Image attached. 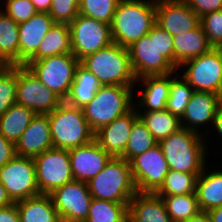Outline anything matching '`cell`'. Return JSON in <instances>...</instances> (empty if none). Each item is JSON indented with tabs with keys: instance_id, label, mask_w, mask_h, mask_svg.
Masks as SVG:
<instances>
[{
	"instance_id": "1",
	"label": "cell",
	"mask_w": 222,
	"mask_h": 222,
	"mask_svg": "<svg viewBox=\"0 0 222 222\" xmlns=\"http://www.w3.org/2000/svg\"><path fill=\"white\" fill-rule=\"evenodd\" d=\"M198 134L195 131L181 127L169 137L158 142L170 170L191 174H201L207 167L208 150L205 134ZM204 135V136H203ZM203 136V137H202ZM204 140V141H203ZM207 149V150H206Z\"/></svg>"
},
{
	"instance_id": "2",
	"label": "cell",
	"mask_w": 222,
	"mask_h": 222,
	"mask_svg": "<svg viewBox=\"0 0 222 222\" xmlns=\"http://www.w3.org/2000/svg\"><path fill=\"white\" fill-rule=\"evenodd\" d=\"M156 24V0H120L110 25L114 43L130 47Z\"/></svg>"
},
{
	"instance_id": "3",
	"label": "cell",
	"mask_w": 222,
	"mask_h": 222,
	"mask_svg": "<svg viewBox=\"0 0 222 222\" xmlns=\"http://www.w3.org/2000/svg\"><path fill=\"white\" fill-rule=\"evenodd\" d=\"M80 63L93 73L101 85L135 86L137 78L131 66L128 48L112 42L83 58Z\"/></svg>"
},
{
	"instance_id": "4",
	"label": "cell",
	"mask_w": 222,
	"mask_h": 222,
	"mask_svg": "<svg viewBox=\"0 0 222 222\" xmlns=\"http://www.w3.org/2000/svg\"><path fill=\"white\" fill-rule=\"evenodd\" d=\"M135 86L102 85L84 108V117L96 133L114 119L125 115L134 107Z\"/></svg>"
},
{
	"instance_id": "5",
	"label": "cell",
	"mask_w": 222,
	"mask_h": 222,
	"mask_svg": "<svg viewBox=\"0 0 222 222\" xmlns=\"http://www.w3.org/2000/svg\"><path fill=\"white\" fill-rule=\"evenodd\" d=\"M53 148L72 149L95 139L83 110L62 102L48 114Z\"/></svg>"
},
{
	"instance_id": "6",
	"label": "cell",
	"mask_w": 222,
	"mask_h": 222,
	"mask_svg": "<svg viewBox=\"0 0 222 222\" xmlns=\"http://www.w3.org/2000/svg\"><path fill=\"white\" fill-rule=\"evenodd\" d=\"M87 184L93 198L114 203H129L137 193L130 162L123 158H112Z\"/></svg>"
},
{
	"instance_id": "7",
	"label": "cell",
	"mask_w": 222,
	"mask_h": 222,
	"mask_svg": "<svg viewBox=\"0 0 222 222\" xmlns=\"http://www.w3.org/2000/svg\"><path fill=\"white\" fill-rule=\"evenodd\" d=\"M79 62L73 54H61L37 61H27L24 66L64 101L73 83Z\"/></svg>"
},
{
	"instance_id": "8",
	"label": "cell",
	"mask_w": 222,
	"mask_h": 222,
	"mask_svg": "<svg viewBox=\"0 0 222 222\" xmlns=\"http://www.w3.org/2000/svg\"><path fill=\"white\" fill-rule=\"evenodd\" d=\"M182 76L194 91L211 92L222 97V48L212 47L199 57L184 62ZM187 68V69H186Z\"/></svg>"
},
{
	"instance_id": "9",
	"label": "cell",
	"mask_w": 222,
	"mask_h": 222,
	"mask_svg": "<svg viewBox=\"0 0 222 222\" xmlns=\"http://www.w3.org/2000/svg\"><path fill=\"white\" fill-rule=\"evenodd\" d=\"M131 66L137 79L145 76L168 75L177 72L176 67L157 46V24L139 40L128 47Z\"/></svg>"
},
{
	"instance_id": "10",
	"label": "cell",
	"mask_w": 222,
	"mask_h": 222,
	"mask_svg": "<svg viewBox=\"0 0 222 222\" xmlns=\"http://www.w3.org/2000/svg\"><path fill=\"white\" fill-rule=\"evenodd\" d=\"M69 29L72 54L79 61L113 42L109 24L81 14L69 24Z\"/></svg>"
},
{
	"instance_id": "11",
	"label": "cell",
	"mask_w": 222,
	"mask_h": 222,
	"mask_svg": "<svg viewBox=\"0 0 222 222\" xmlns=\"http://www.w3.org/2000/svg\"><path fill=\"white\" fill-rule=\"evenodd\" d=\"M40 194H51L74 180L69 150L51 148L33 158Z\"/></svg>"
},
{
	"instance_id": "12",
	"label": "cell",
	"mask_w": 222,
	"mask_h": 222,
	"mask_svg": "<svg viewBox=\"0 0 222 222\" xmlns=\"http://www.w3.org/2000/svg\"><path fill=\"white\" fill-rule=\"evenodd\" d=\"M0 183L13 202L40 195L35 162L30 157H13L0 168Z\"/></svg>"
},
{
	"instance_id": "13",
	"label": "cell",
	"mask_w": 222,
	"mask_h": 222,
	"mask_svg": "<svg viewBox=\"0 0 222 222\" xmlns=\"http://www.w3.org/2000/svg\"><path fill=\"white\" fill-rule=\"evenodd\" d=\"M130 166L136 190L140 193H156L170 170L158 143L134 157Z\"/></svg>"
},
{
	"instance_id": "14",
	"label": "cell",
	"mask_w": 222,
	"mask_h": 222,
	"mask_svg": "<svg viewBox=\"0 0 222 222\" xmlns=\"http://www.w3.org/2000/svg\"><path fill=\"white\" fill-rule=\"evenodd\" d=\"M63 100L48 89L24 65H18L16 103L33 110L36 114H49Z\"/></svg>"
},
{
	"instance_id": "15",
	"label": "cell",
	"mask_w": 222,
	"mask_h": 222,
	"mask_svg": "<svg viewBox=\"0 0 222 222\" xmlns=\"http://www.w3.org/2000/svg\"><path fill=\"white\" fill-rule=\"evenodd\" d=\"M61 222H84L93 199L86 182L73 180L51 194Z\"/></svg>"
},
{
	"instance_id": "16",
	"label": "cell",
	"mask_w": 222,
	"mask_h": 222,
	"mask_svg": "<svg viewBox=\"0 0 222 222\" xmlns=\"http://www.w3.org/2000/svg\"><path fill=\"white\" fill-rule=\"evenodd\" d=\"M156 24L176 36L196 29L200 25V17L184 0H156Z\"/></svg>"
},
{
	"instance_id": "17",
	"label": "cell",
	"mask_w": 222,
	"mask_h": 222,
	"mask_svg": "<svg viewBox=\"0 0 222 222\" xmlns=\"http://www.w3.org/2000/svg\"><path fill=\"white\" fill-rule=\"evenodd\" d=\"M74 180L88 183L113 158L94 139L92 142L69 149Z\"/></svg>"
},
{
	"instance_id": "18",
	"label": "cell",
	"mask_w": 222,
	"mask_h": 222,
	"mask_svg": "<svg viewBox=\"0 0 222 222\" xmlns=\"http://www.w3.org/2000/svg\"><path fill=\"white\" fill-rule=\"evenodd\" d=\"M139 118L135 106L95 133V140L113 158H120L130 137L133 123Z\"/></svg>"
},
{
	"instance_id": "19",
	"label": "cell",
	"mask_w": 222,
	"mask_h": 222,
	"mask_svg": "<svg viewBox=\"0 0 222 222\" xmlns=\"http://www.w3.org/2000/svg\"><path fill=\"white\" fill-rule=\"evenodd\" d=\"M53 148L48 114H36L15 144L17 156L34 158Z\"/></svg>"
},
{
	"instance_id": "20",
	"label": "cell",
	"mask_w": 222,
	"mask_h": 222,
	"mask_svg": "<svg viewBox=\"0 0 222 222\" xmlns=\"http://www.w3.org/2000/svg\"><path fill=\"white\" fill-rule=\"evenodd\" d=\"M221 101L222 97L218 94L194 91L180 118L181 126L200 134L199 126L208 123L213 125Z\"/></svg>"
},
{
	"instance_id": "21",
	"label": "cell",
	"mask_w": 222,
	"mask_h": 222,
	"mask_svg": "<svg viewBox=\"0 0 222 222\" xmlns=\"http://www.w3.org/2000/svg\"><path fill=\"white\" fill-rule=\"evenodd\" d=\"M54 24L52 17L45 12H37L29 20L19 23V65H24L37 52Z\"/></svg>"
},
{
	"instance_id": "22",
	"label": "cell",
	"mask_w": 222,
	"mask_h": 222,
	"mask_svg": "<svg viewBox=\"0 0 222 222\" xmlns=\"http://www.w3.org/2000/svg\"><path fill=\"white\" fill-rule=\"evenodd\" d=\"M136 83L142 84V87L145 86L144 89L137 94L140 95L137 99L138 103H134L137 104L134 105L135 108H138L137 110L146 108V110L143 111H161L166 109L171 87V74L145 76L137 79Z\"/></svg>"
},
{
	"instance_id": "23",
	"label": "cell",
	"mask_w": 222,
	"mask_h": 222,
	"mask_svg": "<svg viewBox=\"0 0 222 222\" xmlns=\"http://www.w3.org/2000/svg\"><path fill=\"white\" fill-rule=\"evenodd\" d=\"M128 222H172L164 202L156 193H140L128 203Z\"/></svg>"
},
{
	"instance_id": "24",
	"label": "cell",
	"mask_w": 222,
	"mask_h": 222,
	"mask_svg": "<svg viewBox=\"0 0 222 222\" xmlns=\"http://www.w3.org/2000/svg\"><path fill=\"white\" fill-rule=\"evenodd\" d=\"M174 66L179 69L184 62L208 52L212 46L199 25L196 29L173 36Z\"/></svg>"
},
{
	"instance_id": "25",
	"label": "cell",
	"mask_w": 222,
	"mask_h": 222,
	"mask_svg": "<svg viewBox=\"0 0 222 222\" xmlns=\"http://www.w3.org/2000/svg\"><path fill=\"white\" fill-rule=\"evenodd\" d=\"M101 86L98 78L79 62L64 102L82 109L93 100Z\"/></svg>"
},
{
	"instance_id": "26",
	"label": "cell",
	"mask_w": 222,
	"mask_h": 222,
	"mask_svg": "<svg viewBox=\"0 0 222 222\" xmlns=\"http://www.w3.org/2000/svg\"><path fill=\"white\" fill-rule=\"evenodd\" d=\"M15 203L20 222H61L50 195L40 194Z\"/></svg>"
},
{
	"instance_id": "27",
	"label": "cell",
	"mask_w": 222,
	"mask_h": 222,
	"mask_svg": "<svg viewBox=\"0 0 222 222\" xmlns=\"http://www.w3.org/2000/svg\"><path fill=\"white\" fill-rule=\"evenodd\" d=\"M207 171L205 167L196 181L198 205L205 212L222 206V170Z\"/></svg>"
},
{
	"instance_id": "28",
	"label": "cell",
	"mask_w": 222,
	"mask_h": 222,
	"mask_svg": "<svg viewBox=\"0 0 222 222\" xmlns=\"http://www.w3.org/2000/svg\"><path fill=\"white\" fill-rule=\"evenodd\" d=\"M72 54L69 24L55 23L39 45L37 52L28 61Z\"/></svg>"
},
{
	"instance_id": "29",
	"label": "cell",
	"mask_w": 222,
	"mask_h": 222,
	"mask_svg": "<svg viewBox=\"0 0 222 222\" xmlns=\"http://www.w3.org/2000/svg\"><path fill=\"white\" fill-rule=\"evenodd\" d=\"M35 115L33 110L23 105H11L0 117V134L16 144Z\"/></svg>"
},
{
	"instance_id": "30",
	"label": "cell",
	"mask_w": 222,
	"mask_h": 222,
	"mask_svg": "<svg viewBox=\"0 0 222 222\" xmlns=\"http://www.w3.org/2000/svg\"><path fill=\"white\" fill-rule=\"evenodd\" d=\"M138 115L157 142L169 137L182 127L180 118L167 109L161 111H138Z\"/></svg>"
},
{
	"instance_id": "31",
	"label": "cell",
	"mask_w": 222,
	"mask_h": 222,
	"mask_svg": "<svg viewBox=\"0 0 222 222\" xmlns=\"http://www.w3.org/2000/svg\"><path fill=\"white\" fill-rule=\"evenodd\" d=\"M0 54L10 65H19V23L0 9Z\"/></svg>"
},
{
	"instance_id": "32",
	"label": "cell",
	"mask_w": 222,
	"mask_h": 222,
	"mask_svg": "<svg viewBox=\"0 0 222 222\" xmlns=\"http://www.w3.org/2000/svg\"><path fill=\"white\" fill-rule=\"evenodd\" d=\"M84 222H128V203L93 198Z\"/></svg>"
},
{
	"instance_id": "33",
	"label": "cell",
	"mask_w": 222,
	"mask_h": 222,
	"mask_svg": "<svg viewBox=\"0 0 222 222\" xmlns=\"http://www.w3.org/2000/svg\"><path fill=\"white\" fill-rule=\"evenodd\" d=\"M172 222H183L197 215L201 210L196 194L160 196Z\"/></svg>"
},
{
	"instance_id": "34",
	"label": "cell",
	"mask_w": 222,
	"mask_h": 222,
	"mask_svg": "<svg viewBox=\"0 0 222 222\" xmlns=\"http://www.w3.org/2000/svg\"><path fill=\"white\" fill-rule=\"evenodd\" d=\"M157 143L146 125L138 118L132 125L125 152L120 158L130 162L134 157L148 151Z\"/></svg>"
},
{
	"instance_id": "35",
	"label": "cell",
	"mask_w": 222,
	"mask_h": 222,
	"mask_svg": "<svg viewBox=\"0 0 222 222\" xmlns=\"http://www.w3.org/2000/svg\"><path fill=\"white\" fill-rule=\"evenodd\" d=\"M199 175L169 170L156 194L158 196L196 194V181Z\"/></svg>"
},
{
	"instance_id": "36",
	"label": "cell",
	"mask_w": 222,
	"mask_h": 222,
	"mask_svg": "<svg viewBox=\"0 0 222 222\" xmlns=\"http://www.w3.org/2000/svg\"><path fill=\"white\" fill-rule=\"evenodd\" d=\"M175 73H171V87L166 109L181 118L194 90L182 76L180 77V74L178 75V72L172 77Z\"/></svg>"
},
{
	"instance_id": "37",
	"label": "cell",
	"mask_w": 222,
	"mask_h": 222,
	"mask_svg": "<svg viewBox=\"0 0 222 222\" xmlns=\"http://www.w3.org/2000/svg\"><path fill=\"white\" fill-rule=\"evenodd\" d=\"M119 1L120 0H80L79 14L111 25Z\"/></svg>"
},
{
	"instance_id": "38",
	"label": "cell",
	"mask_w": 222,
	"mask_h": 222,
	"mask_svg": "<svg viewBox=\"0 0 222 222\" xmlns=\"http://www.w3.org/2000/svg\"><path fill=\"white\" fill-rule=\"evenodd\" d=\"M18 65L0 72V117L16 103Z\"/></svg>"
},
{
	"instance_id": "39",
	"label": "cell",
	"mask_w": 222,
	"mask_h": 222,
	"mask_svg": "<svg viewBox=\"0 0 222 222\" xmlns=\"http://www.w3.org/2000/svg\"><path fill=\"white\" fill-rule=\"evenodd\" d=\"M200 25L210 45L222 48V9L200 17Z\"/></svg>"
},
{
	"instance_id": "40",
	"label": "cell",
	"mask_w": 222,
	"mask_h": 222,
	"mask_svg": "<svg viewBox=\"0 0 222 222\" xmlns=\"http://www.w3.org/2000/svg\"><path fill=\"white\" fill-rule=\"evenodd\" d=\"M80 0H52L49 15L55 23L70 24L79 15Z\"/></svg>"
},
{
	"instance_id": "41",
	"label": "cell",
	"mask_w": 222,
	"mask_h": 222,
	"mask_svg": "<svg viewBox=\"0 0 222 222\" xmlns=\"http://www.w3.org/2000/svg\"><path fill=\"white\" fill-rule=\"evenodd\" d=\"M5 10H1L10 16L16 23H21L29 20L37 10L30 0H4Z\"/></svg>"
},
{
	"instance_id": "42",
	"label": "cell",
	"mask_w": 222,
	"mask_h": 222,
	"mask_svg": "<svg viewBox=\"0 0 222 222\" xmlns=\"http://www.w3.org/2000/svg\"><path fill=\"white\" fill-rule=\"evenodd\" d=\"M157 46L160 54L174 65L173 36L157 25Z\"/></svg>"
},
{
	"instance_id": "43",
	"label": "cell",
	"mask_w": 222,
	"mask_h": 222,
	"mask_svg": "<svg viewBox=\"0 0 222 222\" xmlns=\"http://www.w3.org/2000/svg\"><path fill=\"white\" fill-rule=\"evenodd\" d=\"M187 5L199 16L222 9V0H184Z\"/></svg>"
},
{
	"instance_id": "44",
	"label": "cell",
	"mask_w": 222,
	"mask_h": 222,
	"mask_svg": "<svg viewBox=\"0 0 222 222\" xmlns=\"http://www.w3.org/2000/svg\"><path fill=\"white\" fill-rule=\"evenodd\" d=\"M15 156V144L0 134V168Z\"/></svg>"
},
{
	"instance_id": "45",
	"label": "cell",
	"mask_w": 222,
	"mask_h": 222,
	"mask_svg": "<svg viewBox=\"0 0 222 222\" xmlns=\"http://www.w3.org/2000/svg\"><path fill=\"white\" fill-rule=\"evenodd\" d=\"M0 222H20L16 203L0 207Z\"/></svg>"
},
{
	"instance_id": "46",
	"label": "cell",
	"mask_w": 222,
	"mask_h": 222,
	"mask_svg": "<svg viewBox=\"0 0 222 222\" xmlns=\"http://www.w3.org/2000/svg\"><path fill=\"white\" fill-rule=\"evenodd\" d=\"M213 126L215 130L217 131L216 133H218V135H220L222 139V101L217 108Z\"/></svg>"
},
{
	"instance_id": "47",
	"label": "cell",
	"mask_w": 222,
	"mask_h": 222,
	"mask_svg": "<svg viewBox=\"0 0 222 222\" xmlns=\"http://www.w3.org/2000/svg\"><path fill=\"white\" fill-rule=\"evenodd\" d=\"M37 12L49 13L52 0H30Z\"/></svg>"
},
{
	"instance_id": "48",
	"label": "cell",
	"mask_w": 222,
	"mask_h": 222,
	"mask_svg": "<svg viewBox=\"0 0 222 222\" xmlns=\"http://www.w3.org/2000/svg\"><path fill=\"white\" fill-rule=\"evenodd\" d=\"M14 203L9 195L7 194L6 189L4 186L0 183V207H5L10 204Z\"/></svg>"
},
{
	"instance_id": "49",
	"label": "cell",
	"mask_w": 222,
	"mask_h": 222,
	"mask_svg": "<svg viewBox=\"0 0 222 222\" xmlns=\"http://www.w3.org/2000/svg\"><path fill=\"white\" fill-rule=\"evenodd\" d=\"M211 222H222V206L207 211Z\"/></svg>"
},
{
	"instance_id": "50",
	"label": "cell",
	"mask_w": 222,
	"mask_h": 222,
	"mask_svg": "<svg viewBox=\"0 0 222 222\" xmlns=\"http://www.w3.org/2000/svg\"><path fill=\"white\" fill-rule=\"evenodd\" d=\"M183 222H211V220L207 212L200 211L197 215L192 216L191 218Z\"/></svg>"
},
{
	"instance_id": "51",
	"label": "cell",
	"mask_w": 222,
	"mask_h": 222,
	"mask_svg": "<svg viewBox=\"0 0 222 222\" xmlns=\"http://www.w3.org/2000/svg\"><path fill=\"white\" fill-rule=\"evenodd\" d=\"M9 66L10 64L0 54V72L6 70Z\"/></svg>"
}]
</instances>
